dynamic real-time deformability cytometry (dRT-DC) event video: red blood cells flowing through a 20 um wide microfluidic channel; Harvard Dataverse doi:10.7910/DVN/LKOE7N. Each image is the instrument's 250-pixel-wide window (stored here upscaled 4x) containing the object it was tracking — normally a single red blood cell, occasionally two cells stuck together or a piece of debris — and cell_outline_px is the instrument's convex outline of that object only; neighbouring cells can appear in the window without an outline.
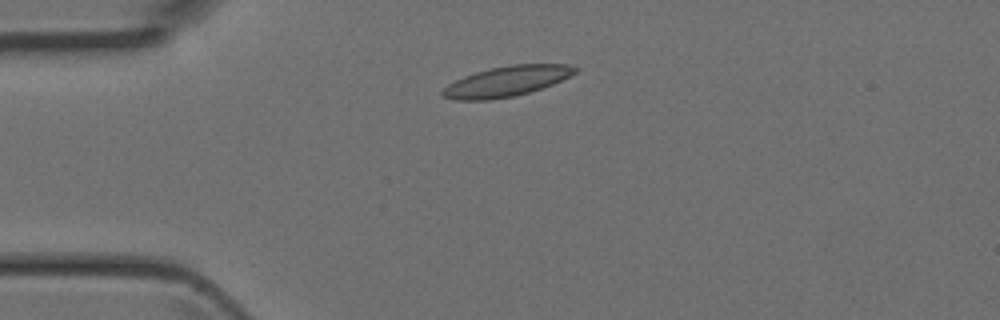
{"species": "Egyptian fruit bat (a non-hibernating species)", "species_latin": "Rousettus aegyptiacus", "temperature_condition": "room temperature", "stored_images_in_passage": 1, "camera_frame_rate_fps": 3000, "um_per_image_px": 0.085, "animal": {"sex": "female"}, "frame": {"image": 1, "passage_image": 1, "time_ms": 0.0, "image_size_px": [1000, 320], "cell_outline_px": [[580, 68], [576, 72], [552, 84], [528, 92], [512, 96], [488, 100], [456, 100], [444, 96], [440, 92], [448, 84], [464, 76], [476, 72], [492, 68], [512, 64], [568, 64]], "centroid_in_image_um": [43.06, 6.9], "position_along_channel_um": 41.9, "area_um2": 23.0}}